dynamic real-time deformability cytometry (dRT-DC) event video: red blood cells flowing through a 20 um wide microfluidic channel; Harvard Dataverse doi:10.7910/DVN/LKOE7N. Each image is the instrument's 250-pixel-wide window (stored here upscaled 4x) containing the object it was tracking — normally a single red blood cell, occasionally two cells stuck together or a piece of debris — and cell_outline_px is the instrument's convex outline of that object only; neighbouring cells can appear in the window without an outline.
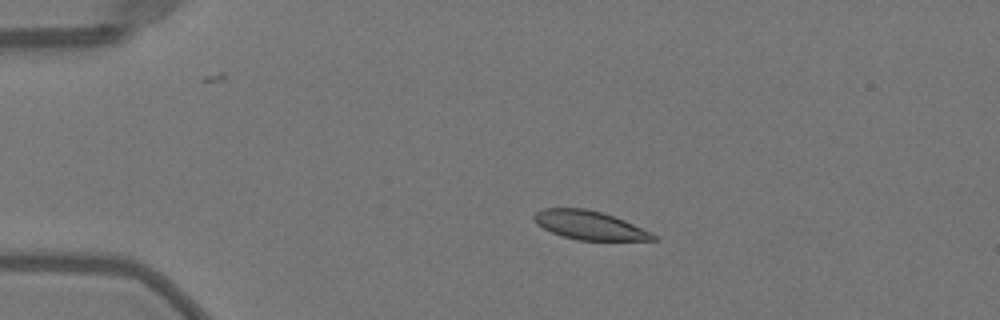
{"species": "Egyptian fruit bat (a non-hibernating species)", "species_latin": "Rousettus aegyptiacus", "temperature_condition": "warm", "stored_images_in_passage": 41, "camera_frame_rate_fps": 3000, "um_per_image_px": 0.085, "animal": {"sex": "female"}, "frame": {"image": 1, "passage_image": 1, "time_ms": 0.0, "image_size_px": [1000, 320], "cell_outline_px": [[660, 240], [576, 240], [560, 236], [536, 224], [532, 216], [536, 212], [544, 208], [584, 208], [604, 212], [624, 220], [652, 232], [660, 236]], "centroid_in_image_um": [50.14, 19.15], "position_along_channel_um": 34.9, "area_um2": 20.17}}
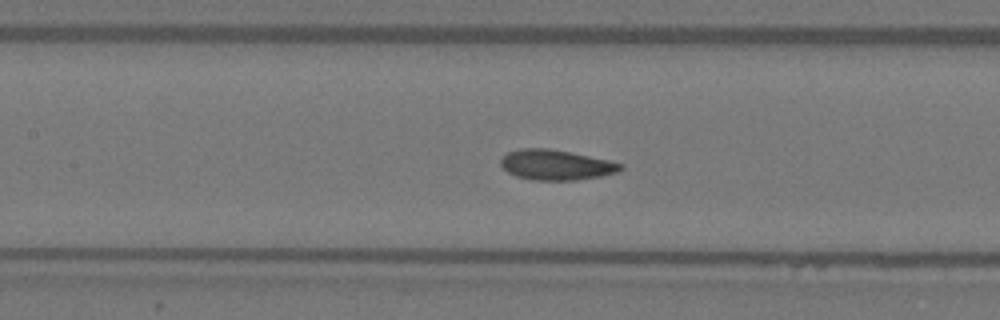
{"frame": {"image": 2, "passage_image": 14, "time_ms": 4.333, "image_size_px": [1000, 320], "cell_outline_px": [[624, 168], [616, 172], [600, 176], [576, 180], [532, 180], [516, 176], [508, 172], [500, 164], [500, 160], [508, 152], [520, 148], [548, 148], [608, 160], [624, 164]], "centroid_in_image_um": [47.25, 14.02], "position_along_channel_um": 160.2, "area_um2": 20.92}}
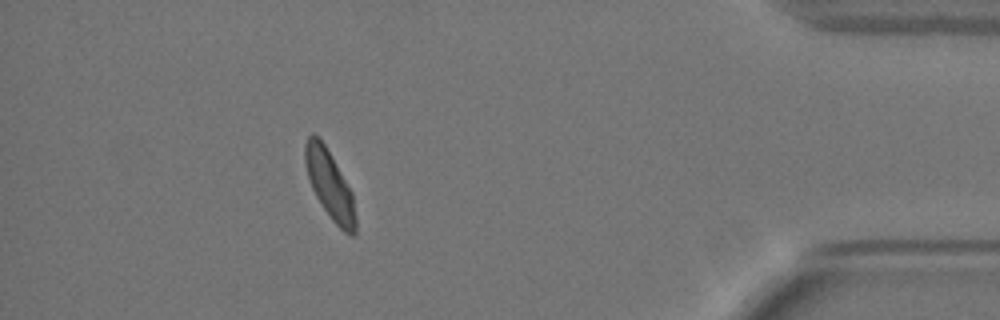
{"frame": {"image": 3, "passage_image": 36, "time_ms": 11.667, "image_size_px": [1000, 320], "cell_outline_px": [[356, 232], [352, 236], [344, 232], [332, 220], [316, 196], [312, 188], [308, 176], [304, 160], [304, 144], [308, 136], [312, 132], [324, 144], [352, 192], [356, 216]], "centroid_in_image_um": [28.02, 15.72], "position_along_channel_um": 407.2, "area_um2": 19.83}, "authors_computed_cell_mechanics": {"area_um2": 20.8658, "velocity_mm_per_s": 4.0163, "shape_relaxation_time_tau1_ms": 4.0342, "shape_relaxation_time_tau2_ms": 1.5041, "deformation_change_tau1": 0.1285, "deformation_change_tau2": 0.0579}}